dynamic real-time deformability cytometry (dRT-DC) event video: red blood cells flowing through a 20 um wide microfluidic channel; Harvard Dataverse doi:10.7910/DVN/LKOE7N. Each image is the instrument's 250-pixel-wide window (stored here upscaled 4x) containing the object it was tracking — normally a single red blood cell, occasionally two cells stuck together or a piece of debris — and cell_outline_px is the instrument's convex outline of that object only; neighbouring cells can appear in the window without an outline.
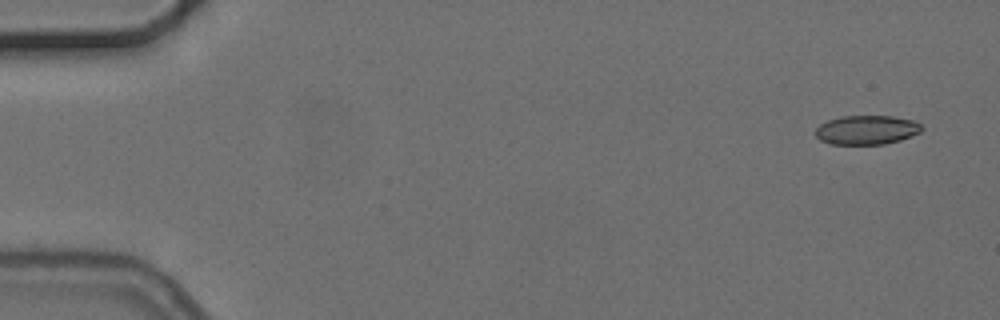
{"species": "common noctule bat (a hibernating species)", "species_latin": "Nyctalus noctula", "temperature_condition": "cold", "stored_images_in_passage": 5, "camera_frame_rate_fps": 3000, "um_per_image_px": 0.085, "animal": {"sex": "female", "body_mass_g": 24.6, "forearm_length_mm": 56.2}, "frame": {"image": 1, "passage_image": 1, "time_ms": 0.0, "image_size_px": [1000, 320], "cell_outline_px": [[924, 128], [920, 132], [900, 140], [884, 144], [832, 144], [820, 140], [816, 136], [816, 128], [820, 124], [828, 120], [840, 116], [892, 116], [916, 120]], "centroid_in_image_um": [73.68, 11.03], "position_along_channel_um": 11.3, "area_um2": 18.09}}
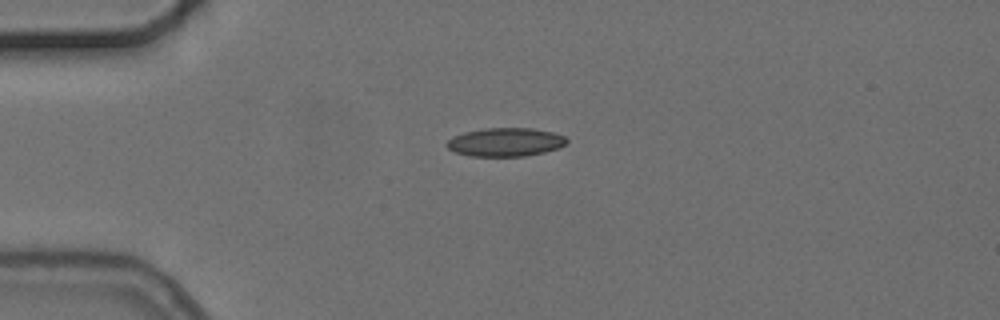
{"frame": {"image": 2, "passage_image": 4, "time_ms": 3.667, "image_size_px": [1000, 320], "cell_outline_px": [[568, 144], [560, 148], [544, 152], [524, 156], [468, 156], [456, 152], [448, 148], [444, 144], [452, 136], [464, 132], [484, 128], [532, 128], [552, 132], [564, 136], [568, 140]], "centroid_in_image_um": [42.96, 12.08], "position_along_channel_um": 42.0, "area_um2": 20.11}}